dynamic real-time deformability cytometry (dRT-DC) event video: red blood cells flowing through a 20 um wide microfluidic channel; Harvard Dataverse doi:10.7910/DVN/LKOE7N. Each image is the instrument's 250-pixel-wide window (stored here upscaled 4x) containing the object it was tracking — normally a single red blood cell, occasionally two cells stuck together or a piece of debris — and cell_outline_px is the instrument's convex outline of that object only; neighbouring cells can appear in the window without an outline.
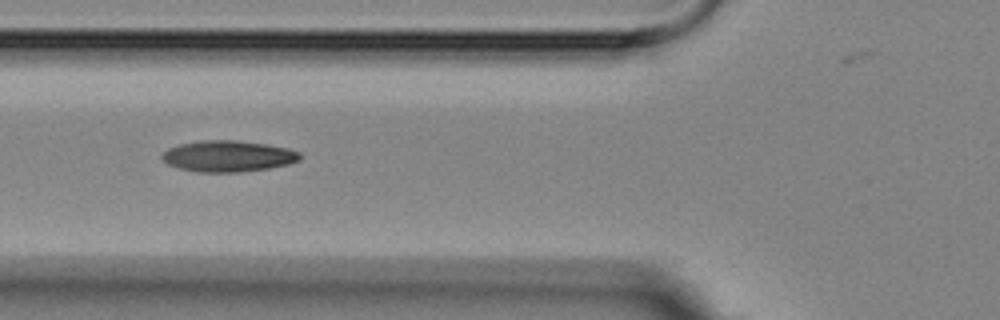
{"species": "Egyptian fruit bat (a non-hibernating species)", "species_latin": "Rousettus aegyptiacus", "temperature_condition": "room temperature", "stored_images_in_passage": 7, "camera_frame_rate_fps": 3000, "um_per_image_px": 0.085, "animal": {"sex": "female"}, "frame": {"image": 1, "passage_image": 3, "time_ms": 2.333, "image_size_px": [1000, 320], "cell_outline_px": [[300, 160], [288, 164], [268, 168], [240, 172], [196, 172], [180, 168], [168, 164], [160, 156], [168, 148], [180, 144], [204, 140], [236, 140], [264, 144], [288, 148], [300, 152]], "centroid_in_image_um": [19.38, 13.27], "position_along_channel_um": 106.4, "area_um2": 24.91}}
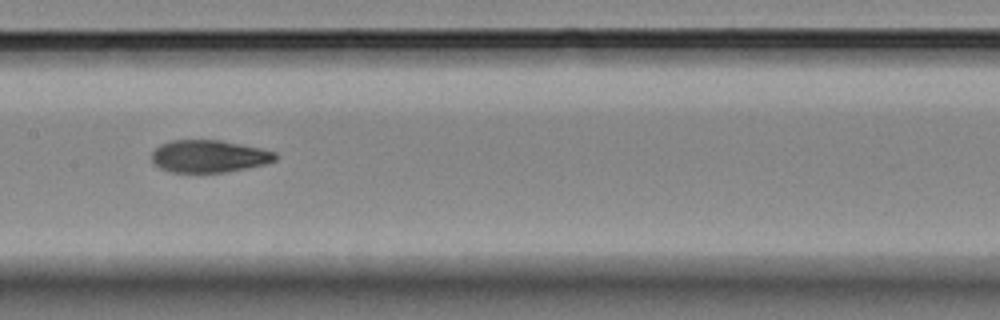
{"frame": {"image": 2, "passage_image": 5, "time_ms": 4.667, "image_size_px": [1000, 320], "cell_outline_px": [[276, 160], [264, 164], [248, 168], [224, 172], [172, 172], [160, 168], [152, 164], [152, 152], [160, 144], [172, 140], [220, 140], [260, 148], [276, 152]], "centroid_in_image_um": [17.74, 13.28], "position_along_channel_um": 189.7, "area_um2": 23.29}}
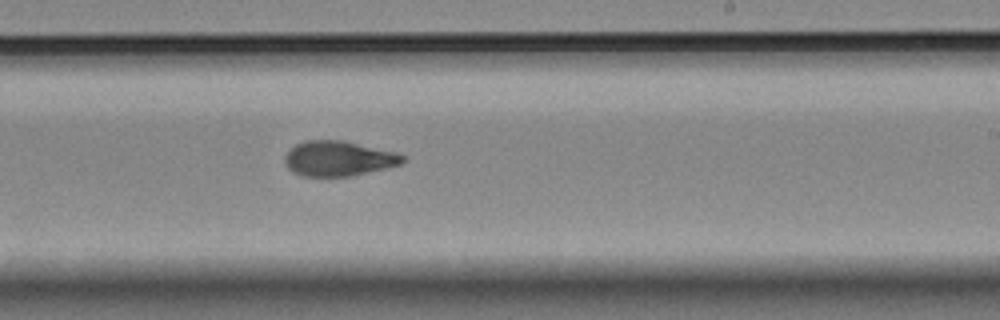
{"frame": {"image": 3, "passage_image": 7, "time_ms": 6.667, "image_size_px": [1000, 320], "cell_outline_px": [[404, 160], [400, 164], [352, 176], [300, 176], [292, 172], [288, 168], [284, 160], [284, 156], [296, 144], [304, 140], [344, 140], [396, 152], [404, 156]], "centroid_in_image_um": [28.74, 13.47], "position_along_channel_um": 260.3, "area_um2": 24.04}}